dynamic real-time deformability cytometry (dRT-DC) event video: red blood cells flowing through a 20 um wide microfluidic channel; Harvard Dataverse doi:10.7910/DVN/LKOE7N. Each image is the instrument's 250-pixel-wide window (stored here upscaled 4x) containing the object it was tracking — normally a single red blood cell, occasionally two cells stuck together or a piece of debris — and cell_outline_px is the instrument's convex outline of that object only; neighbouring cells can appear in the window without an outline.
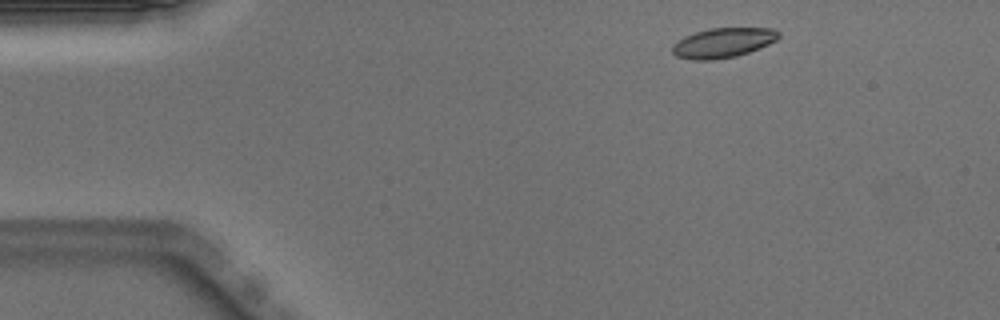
{"species": "Egyptian fruit bat (a non-hibernating species)", "species_latin": "Rousettus aegyptiacus", "temperature_condition": "warm", "stored_images_in_passage": 46, "camera_frame_rate_fps": 3000, "um_per_image_px": 0.085, "animal": {"sex": "male"}, "frame": {"image": 1, "passage_image": 3, "time_ms": 0.667, "image_size_px": [1000, 320], "cell_outline_px": [[780, 36], [776, 40], [760, 48], [736, 56], [712, 60], [692, 60], [676, 56], [672, 52], [672, 44], [684, 36], [708, 28], [772, 28], [780, 32]], "centroid_in_image_um": [61.44, 3.63], "position_along_channel_um": 23.6, "area_um2": 18.5}}
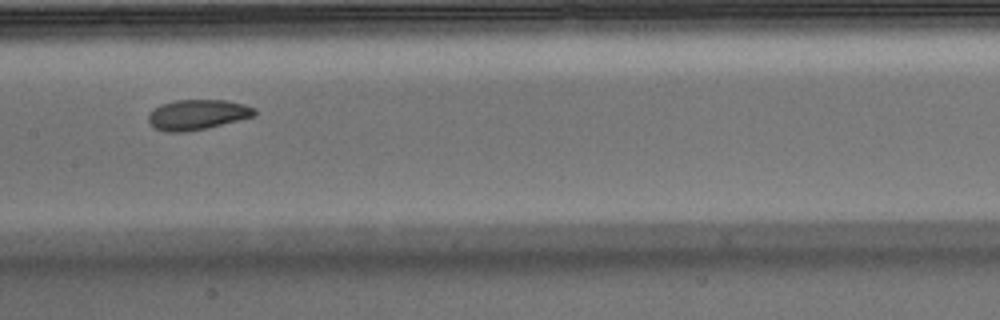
{"frame": {"image": 2, "passage_image": 21, "time_ms": 6.667, "image_size_px": [1000, 320], "cell_outline_px": [[256, 116], [208, 128], [184, 132], [164, 132], [156, 128], [148, 120], [148, 116], [160, 104], [176, 100], [224, 100], [244, 104], [256, 108]], "centroid_in_image_um": [16.82, 9.75], "position_along_channel_um": 190.6, "area_um2": 18.67}}
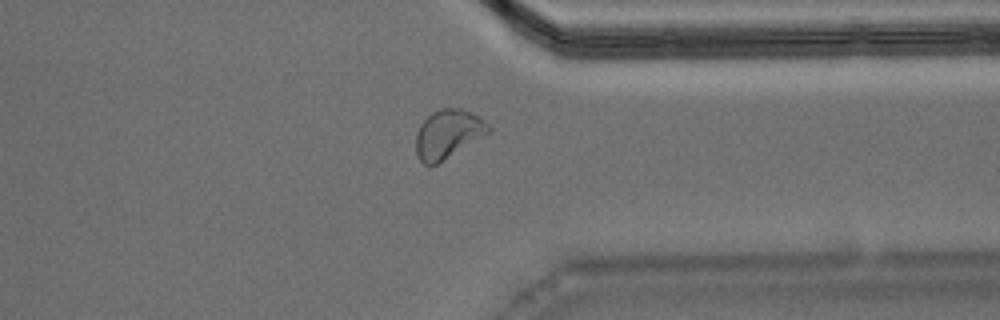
{"frame": {"image": 3, "passage_image": 35, "time_ms": 11.333, "image_size_px": [1000, 320], "cell_outline_px": [[492, 132], [436, 164], [424, 164], [420, 160], [416, 152], [416, 132], [420, 124], [432, 112], [440, 108], [460, 108], [472, 112], [480, 116], [492, 128]], "centroid_in_image_um": [38.11, 11.36], "position_along_channel_um": 373.3, "area_um2": 20.69}, "authors_computed_cell_mechanics": {"area_um2": 19.0162, "velocity_mm_per_s": 3.9738, "shape_relaxation_time_tau1_ms": 3.7553, "shape_relaxation_time_tau2_ms": 1.5993, "deformation_change_tau1": 0.1433, "deformation_change_tau2": 0.0715}}